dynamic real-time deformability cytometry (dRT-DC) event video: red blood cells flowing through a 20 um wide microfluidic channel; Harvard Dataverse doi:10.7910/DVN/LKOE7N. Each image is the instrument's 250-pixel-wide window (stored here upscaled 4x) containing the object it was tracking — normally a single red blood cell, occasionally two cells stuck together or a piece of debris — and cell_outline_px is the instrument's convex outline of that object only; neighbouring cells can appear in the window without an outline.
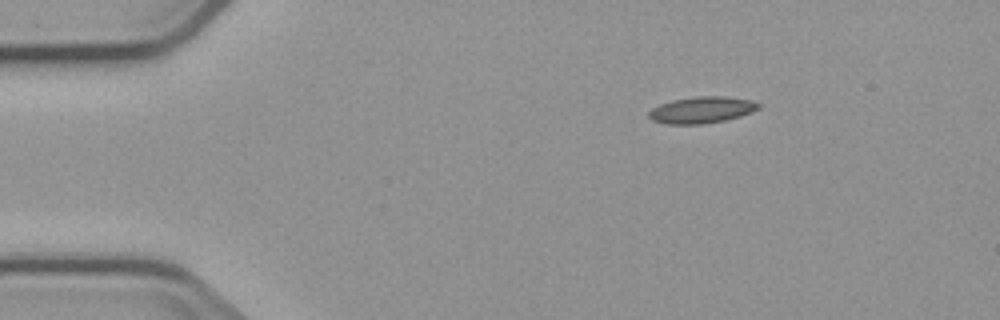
{"species": "common noctule bat (a hibernating species)", "species_latin": "Nyctalus noctula", "temperature_condition": "cold", "stored_images_in_passage": 5, "camera_frame_rate_fps": 3000, "um_per_image_px": 0.085, "animal": {"sex": "male", "body_mass_g": 23.1, "forearm_length_mm": 52.7}, "frame": {"image": 1, "passage_image": 1, "time_ms": 0.0, "image_size_px": [1000, 320], "cell_outline_px": [[760, 108], [752, 112], [740, 116], [724, 120], [704, 124], [664, 124], [652, 120], [648, 116], [648, 112], [652, 108], [660, 104], [672, 100], [696, 96], [724, 96], [752, 100], [760, 104]], "centroid_in_image_um": [59.64, 9.34], "position_along_channel_um": 25.4, "area_um2": 17.05}}
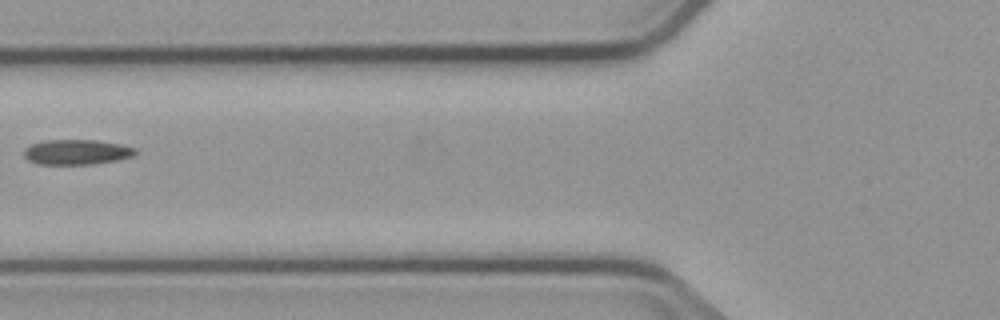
{"frame": {"image": 2, "passage_image": 4, "time_ms": 4.333, "image_size_px": [1000, 320], "cell_outline_px": [[136, 152], [132, 156], [120, 160], [92, 164], [36, 164], [28, 160], [24, 156], [24, 148], [32, 144], [44, 140], [100, 140], [120, 144], [136, 148]], "centroid_in_image_um": [6.52, 12.92], "position_along_channel_um": 119.3, "area_um2": 16.42}}
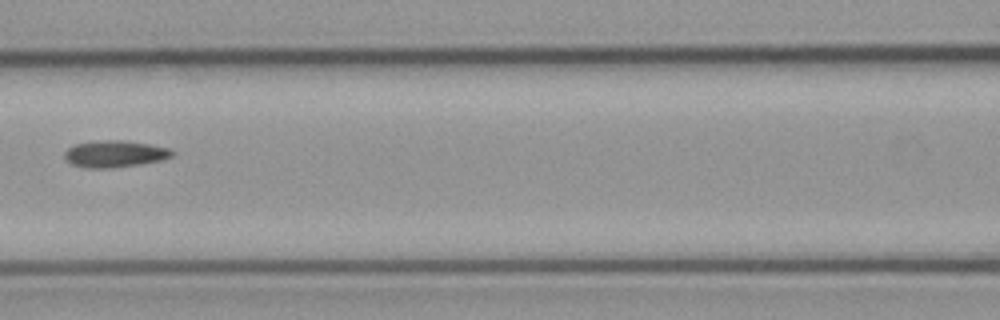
{"frame": {"image": 3, "passage_image": 5, "time_ms": 5.333, "image_size_px": [1000, 320], "cell_outline_px": [[176, 152], [172, 156], [164, 160], [140, 164], [112, 168], [84, 168], [72, 164], [64, 156], [64, 152], [68, 148], [76, 144], [104, 140], [124, 140], [148, 144], [168, 148]], "centroid_in_image_um": [9.79, 13.09], "position_along_channel_um": 156.8, "area_um2": 16.76}}